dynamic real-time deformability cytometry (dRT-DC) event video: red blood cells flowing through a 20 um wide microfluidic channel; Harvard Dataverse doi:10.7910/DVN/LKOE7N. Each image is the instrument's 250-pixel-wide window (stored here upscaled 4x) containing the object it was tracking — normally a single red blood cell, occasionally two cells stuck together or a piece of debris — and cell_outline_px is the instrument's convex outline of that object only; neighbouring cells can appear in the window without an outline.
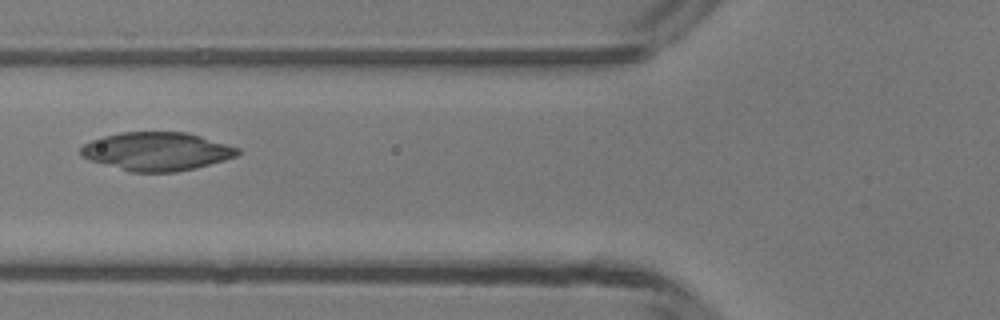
{"species": "common noctule bat (a hibernating species)", "species_latin": "Nyctalus noctula", "temperature_condition": "room temperature", "stored_images_in_passage": 2, "camera_frame_rate_fps": 3000, "um_per_image_px": 0.085, "animal": {"sex": "male", "body_mass_g": 13.3}, "frame": {"image": 1, "passage_image": 2, "time_ms": 1.0, "image_size_px": [1000, 320], "cell_outline_px": [[240, 152], [236, 156], [224, 160], [196, 168], [176, 172], [128, 172], [88, 160], [80, 156], [80, 148], [84, 144], [92, 140], [104, 136], [120, 132], [184, 132], [200, 136], [240, 148]], "centroid_in_image_um": [13.28, 12.88], "position_along_channel_um": 112.5, "area_um2": 35.2}}